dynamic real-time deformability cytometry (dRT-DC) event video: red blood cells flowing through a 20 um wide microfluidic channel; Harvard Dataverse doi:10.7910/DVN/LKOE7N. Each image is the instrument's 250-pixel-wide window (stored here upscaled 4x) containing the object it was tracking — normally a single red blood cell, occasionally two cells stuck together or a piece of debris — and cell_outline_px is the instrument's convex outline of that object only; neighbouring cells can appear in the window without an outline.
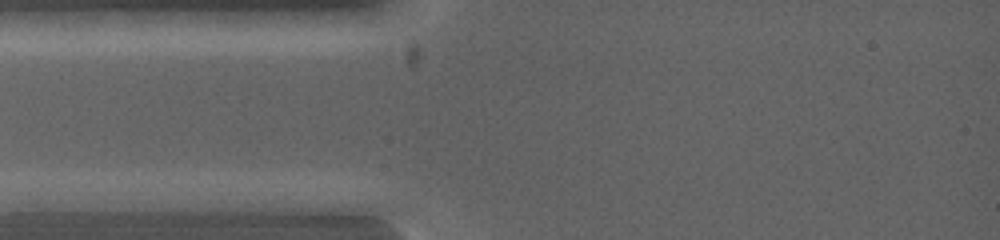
{"species": "common noctule bat (a hibernating species)", "species_latin": "Nyctalus noctula", "temperature_condition": "warm", "stored_images_in_passage": 3, "camera_frame_rate_fps": 5000, "um_per_image_px": 0.085, "animal": {"sex": "female", "body_mass_g": 19.0, "forearm_length_mm": 53.3}, "frame": {"image": 1, "passage_image": 1, "time_ms": 0.0, "image_size_px": [1000, 240], "cell_outline_px": [[120, 200], [72, 212], [16, 212], [12, 200], [20, 192], [96, 192]], "centroid_in_image_um": [4.99, 17.12], "position_along_channel_um": 80.0, "area_um2": 12.43}}